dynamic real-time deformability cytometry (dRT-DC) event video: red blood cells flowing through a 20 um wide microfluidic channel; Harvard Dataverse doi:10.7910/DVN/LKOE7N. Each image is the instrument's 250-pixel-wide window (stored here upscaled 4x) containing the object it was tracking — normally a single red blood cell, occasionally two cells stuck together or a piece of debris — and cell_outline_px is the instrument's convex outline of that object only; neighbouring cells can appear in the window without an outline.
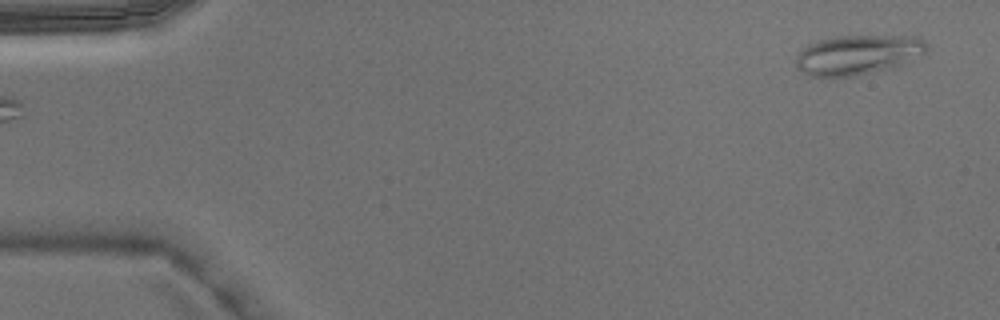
{"species": "Egyptian fruit bat (a non-hibernating species)", "species_latin": "Rousettus aegyptiacus", "temperature_condition": "warm", "stored_images_in_passage": 2, "camera_frame_rate_fps": 3000, "um_per_image_px": 0.085, "animal": {"sex": "male"}, "frame": {"image": 1, "passage_image": 2, "time_ms": 0.333, "image_size_px": [1000, 320], "cell_outline_px": [[928, 48], [924, 52], [900, 68], [856, 76], [808, 80], [796, 68], [796, 56], [800, 48], [808, 44], [820, 40], [836, 36], [920, 36], [928, 44]], "centroid_in_image_um": [72.86, 4.72], "position_along_channel_um": 12.1, "area_um2": 31.85}}